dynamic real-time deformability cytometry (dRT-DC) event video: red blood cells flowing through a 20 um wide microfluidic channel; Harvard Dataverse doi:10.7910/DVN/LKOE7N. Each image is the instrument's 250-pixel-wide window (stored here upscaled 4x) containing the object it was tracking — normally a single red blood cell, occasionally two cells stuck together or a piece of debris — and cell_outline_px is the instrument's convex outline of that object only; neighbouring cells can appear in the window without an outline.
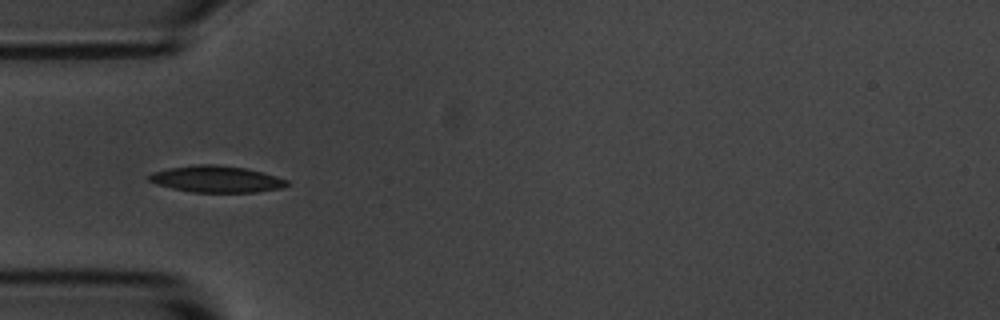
{"species": "common noctule bat (a hibernating species)", "species_latin": "Nyctalus noctula", "temperature_condition": "room temperature", "stored_images_in_passage": 8, "camera_frame_rate_fps": 3000, "um_per_image_px": 0.085, "animal": {"sex": "male", "body_mass_g": 20.1, "forearm_length_mm": 53.5}, "frame": {"image": 1, "passage_image": 4, "time_ms": 3.667, "image_size_px": [1000, 320], "cell_outline_px": [[288, 184], [284, 188], [256, 192], [192, 192], [172, 188], [156, 184], [148, 180], [148, 176], [152, 172], [168, 168], [196, 164], [216, 164], [244, 168], [276, 176], [288, 180]], "centroid_in_image_um": [18.38, 15.22], "position_along_channel_um": 66.6, "area_um2": 21.33}}
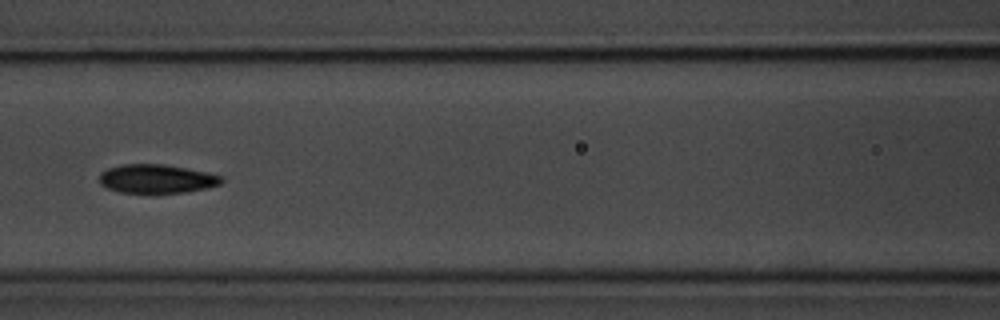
{"frame": {"image": 2, "passage_image": 6, "time_ms": 6.0, "image_size_px": [1000, 320], "cell_outline_px": [[224, 180], [220, 184], [204, 188], [184, 192], [148, 196], [120, 192], [108, 188], [100, 184], [100, 172], [108, 168], [120, 164], [164, 164], [208, 172], [224, 176]], "centroid_in_image_um": [13.3, 15.23], "position_along_channel_um": 153.3, "area_um2": 21.27}}
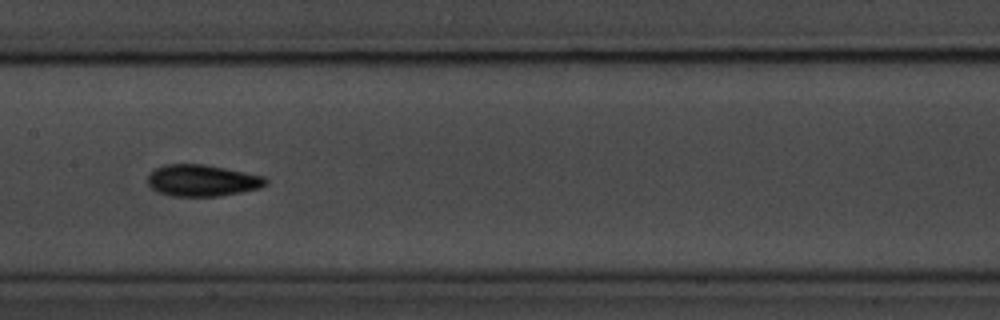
{"frame": {"image": 3, "passage_image": 7, "time_ms": 7.0, "image_size_px": [1000, 320], "cell_outline_px": [[268, 184], [260, 188], [220, 196], [172, 196], [156, 192], [148, 184], [148, 172], [164, 164], [204, 164], [264, 176], [268, 180]], "centroid_in_image_um": [17.17, 15.34], "position_along_channel_um": 190.2, "area_um2": 21.85}}